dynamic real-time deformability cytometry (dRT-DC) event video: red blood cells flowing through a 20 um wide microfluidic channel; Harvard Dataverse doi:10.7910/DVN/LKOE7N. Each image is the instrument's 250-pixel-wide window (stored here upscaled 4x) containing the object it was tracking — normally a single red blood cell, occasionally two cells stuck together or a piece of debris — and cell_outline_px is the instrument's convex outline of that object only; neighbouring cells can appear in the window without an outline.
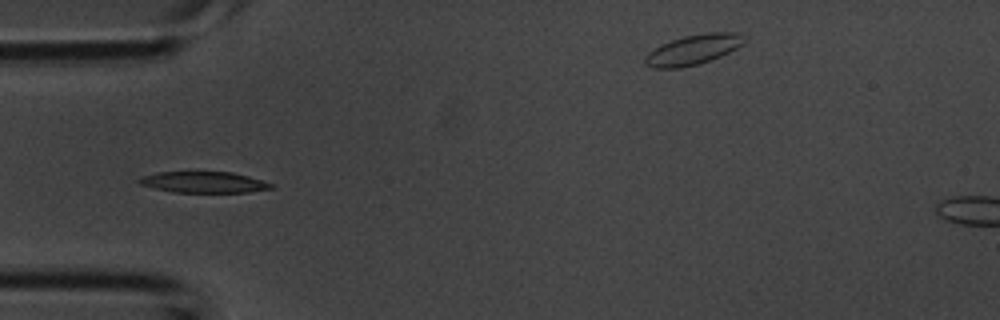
{"species": "common noctule bat (a hibernating species)", "species_latin": "Nyctalus noctula", "temperature_condition": "room temperature", "stored_images_in_passage": 4, "camera_frame_rate_fps": 3000, "um_per_image_px": 0.085, "animal": {"sex": "male", "body_mass_g": 20.1, "forearm_length_mm": 53.5}, "frame": {"image": 1, "passage_image": 3, "time_ms": 0.667, "image_size_px": [1000, 320], "cell_outline_px": [[276, 188], [248, 192], [172, 192], [140, 184], [136, 180], [140, 176], [156, 172], [232, 172], [248, 176], [276, 184]], "centroid_in_image_um": [17.35, 15.48], "position_along_channel_um": 67.6, "area_um2": 16.36}}
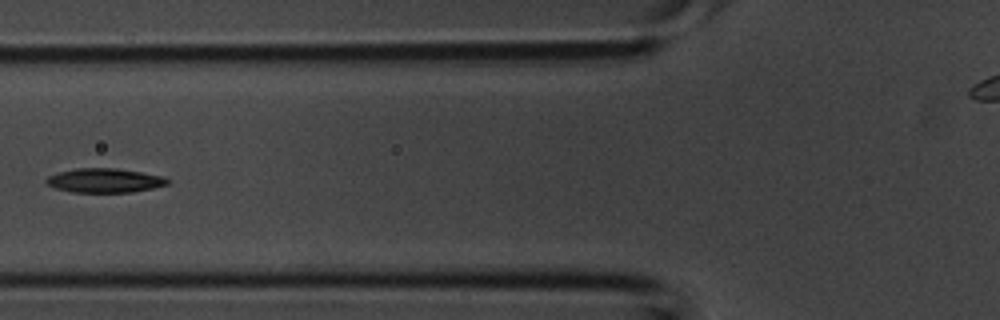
{"frame": {"image": 2, "passage_image": 4, "time_ms": 1.0, "image_size_px": [1000, 320], "cell_outline_px": [[172, 180], [168, 184], [152, 188], [132, 192], [72, 192], [56, 188], [48, 184], [44, 180], [48, 176], [60, 172], [76, 168], [116, 168], [164, 176]], "centroid_in_image_um": [8.92, 15.34], "position_along_channel_um": 116.9, "area_um2": 17.05}}